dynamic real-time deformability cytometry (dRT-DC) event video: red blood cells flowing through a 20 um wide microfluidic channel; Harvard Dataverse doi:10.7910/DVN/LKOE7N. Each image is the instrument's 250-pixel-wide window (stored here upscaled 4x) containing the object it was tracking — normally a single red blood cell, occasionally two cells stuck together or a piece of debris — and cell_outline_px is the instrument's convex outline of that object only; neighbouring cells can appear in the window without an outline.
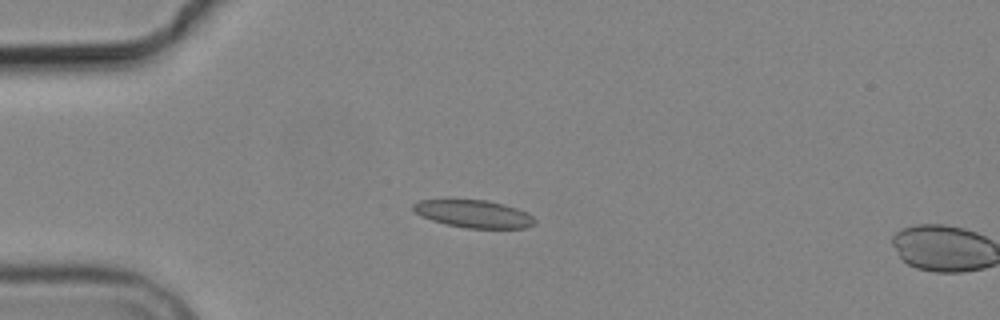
{"species": "common noctule bat (a hibernating species)", "species_latin": "Nyctalus noctula", "temperature_condition": "cold", "stored_images_in_passage": 4, "camera_frame_rate_fps": 3000, "um_per_image_px": 0.085, "animal": {"sex": "male", "body_mass_g": 19.2, "forearm_length_mm": 51.8}, "frame": {"image": 1, "passage_image": 3, "time_ms": 3.667, "image_size_px": [1000, 320], "cell_outline_px": [[536, 224], [524, 228], [468, 228], [448, 224], [432, 220], [420, 216], [412, 208], [412, 204], [420, 200], [488, 200], [504, 204], [528, 212], [536, 220]], "centroid_in_image_um": [40.3, 18.18], "position_along_channel_um": 44.7, "area_um2": 19.48}}